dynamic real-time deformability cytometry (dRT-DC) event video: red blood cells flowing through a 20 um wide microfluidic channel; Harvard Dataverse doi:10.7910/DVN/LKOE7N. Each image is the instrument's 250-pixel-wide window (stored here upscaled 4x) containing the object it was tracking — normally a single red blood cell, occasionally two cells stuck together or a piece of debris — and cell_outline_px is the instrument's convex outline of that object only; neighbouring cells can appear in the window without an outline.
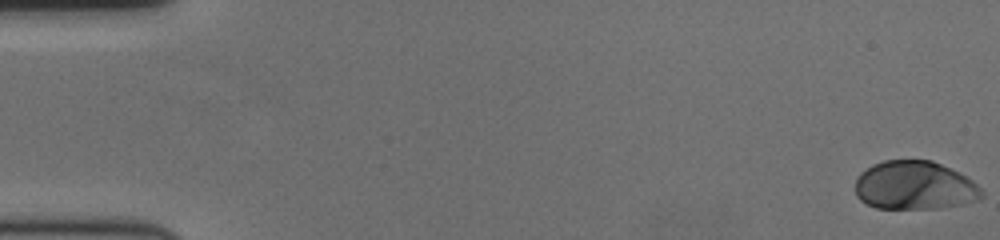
{"species": "human", "species_latin": "Homo sapiens", "temperature_condition": "cold", "stored_images_in_passage": 60, "camera_frame_rate_fps": 3000, "um_per_image_px": 0.085, "donor": {"sex": "female"}, "frame": {"image": 1, "passage_image": 1, "time_ms": 0.0, "image_size_px": [1000, 240], "cell_outline_px": [[984, 196], [976, 200], [960, 204], [940, 208], [876, 208], [860, 200], [856, 196], [856, 180], [860, 172], [872, 164], [884, 160], [932, 160], [960, 172], [972, 180], [984, 192]], "centroid_in_image_um": [77.74, 15.75], "position_along_channel_um": 7.3, "area_um2": 35.89}}
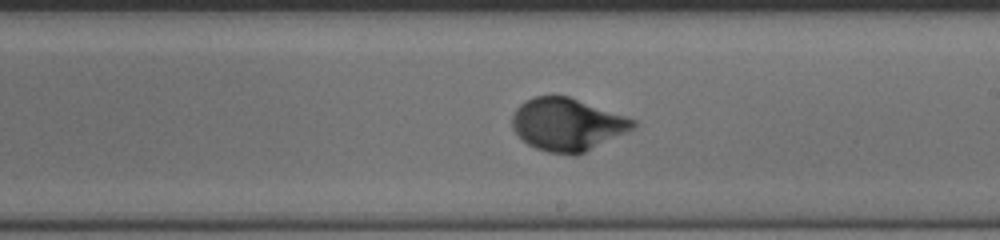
{"frame": {"image": 2, "passage_image": 35, "time_ms": 11.333, "image_size_px": [1000, 240], "cell_outline_px": [[636, 124], [632, 128], [576, 156], [572, 156], [548, 152], [536, 148], [528, 144], [512, 128], [512, 116], [516, 108], [524, 100], [532, 96], [568, 96], [636, 120]], "centroid_in_image_um": [48.15, 10.57], "position_along_channel_um": 240.8, "area_um2": 36.53}}
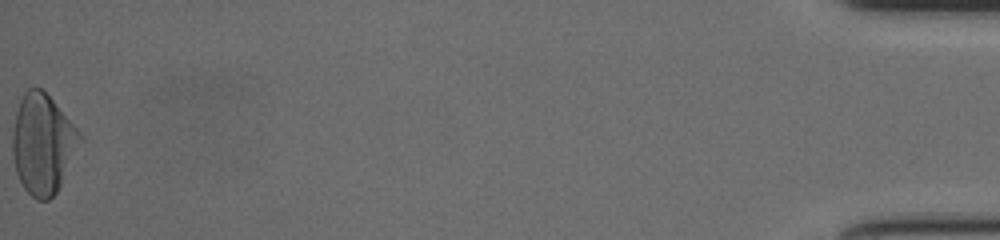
{"frame": {"image": 3, "passage_image": 60, "time_ms": 19.667, "image_size_px": [1000, 240], "cell_outline_px": [[84, 140], [56, 192], [48, 200], [36, 200], [24, 188], [16, 172], [12, 156], [12, 136], [16, 112], [20, 100], [24, 92], [28, 88], [40, 88], [52, 100], [84, 136]], "centroid_in_image_um": [3.64, 12.24], "position_along_channel_um": 431.6, "area_um2": 39.13}, "authors_computed_cell_mechanics": {"area_um2": 35.8649, "velocity_mm_per_s": 3.5014, "shape_relaxation_time_tau1_ms": 3.4238, "shape_relaxation_time_tau2_ms": null, "deformation_change_tau1": 0.1996, "deformation_change_tau2": null}}